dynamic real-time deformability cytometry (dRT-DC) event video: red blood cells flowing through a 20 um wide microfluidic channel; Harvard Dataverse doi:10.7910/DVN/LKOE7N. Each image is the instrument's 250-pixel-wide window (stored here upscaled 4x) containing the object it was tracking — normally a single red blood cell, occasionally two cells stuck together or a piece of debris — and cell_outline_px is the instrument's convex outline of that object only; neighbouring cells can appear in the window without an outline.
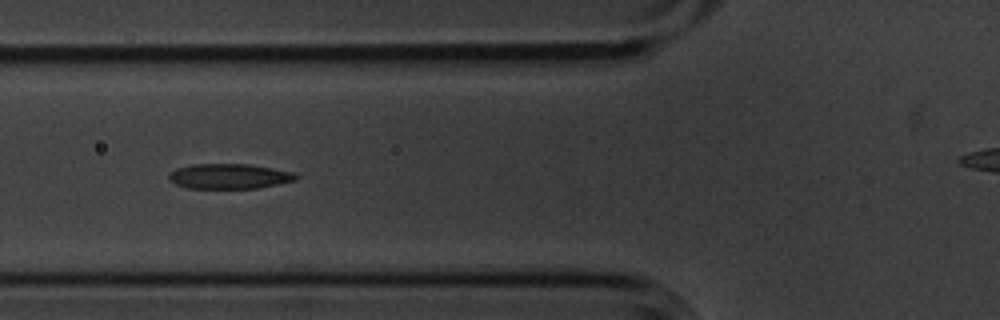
{"species": "common noctule bat (a hibernating species)", "species_latin": "Nyctalus noctula", "temperature_condition": "cold", "stored_images_in_passage": 10, "segment_of_instrument_passage": [1, 2], "camera_frame_rate_fps": 3000, "um_per_image_px": 0.085, "animal": {"sex": "male", "body_mass_g": 20.1, "forearm_length_mm": 53.5}, "frame": {"image": 1, "passage_image": 6, "time_ms": 1.667, "image_size_px": [1000, 320], "cell_outline_px": [[300, 176], [296, 180], [256, 188], [188, 188], [176, 184], [168, 180], [168, 176], [176, 168], [192, 164], [248, 164], [272, 168], [292, 172]], "centroid_in_image_um": [19.47, 14.98], "position_along_channel_um": 106.3, "area_um2": 18.44}}
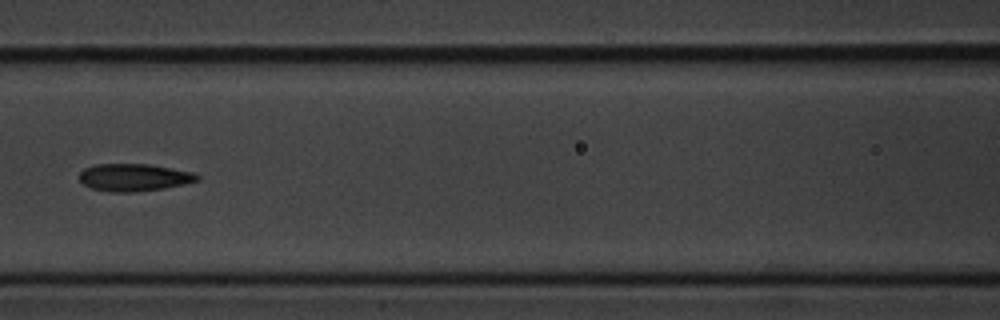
{"frame": {"image": 2, "passage_image": 7, "time_ms": 2.0, "image_size_px": [1000, 320], "cell_outline_px": [[200, 180], [164, 188], [132, 192], [108, 192], [92, 188], [84, 184], [80, 180], [80, 172], [84, 168], [96, 164], [148, 164], [196, 172], [200, 176]], "centroid_in_image_um": [11.41, 15.07], "position_along_channel_um": 155.2, "area_um2": 18.84}}
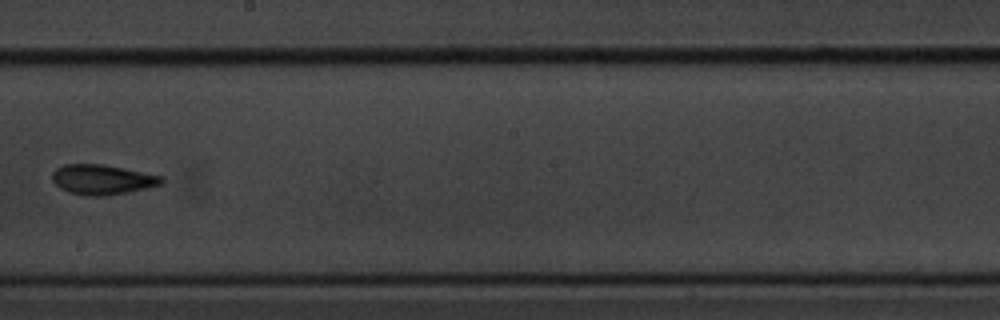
{"frame": {"image": 3, "passage_image": 9, "time_ms": 2.667, "image_size_px": [1000, 320], "cell_outline_px": [[164, 180], [160, 184], [128, 192], [108, 196], [84, 196], [68, 192], [60, 188], [52, 180], [52, 172], [56, 168], [64, 164], [104, 164], [164, 176]], "centroid_in_image_um": [8.67, 15.26], "position_along_channel_um": 239.5, "area_um2": 19.19}}